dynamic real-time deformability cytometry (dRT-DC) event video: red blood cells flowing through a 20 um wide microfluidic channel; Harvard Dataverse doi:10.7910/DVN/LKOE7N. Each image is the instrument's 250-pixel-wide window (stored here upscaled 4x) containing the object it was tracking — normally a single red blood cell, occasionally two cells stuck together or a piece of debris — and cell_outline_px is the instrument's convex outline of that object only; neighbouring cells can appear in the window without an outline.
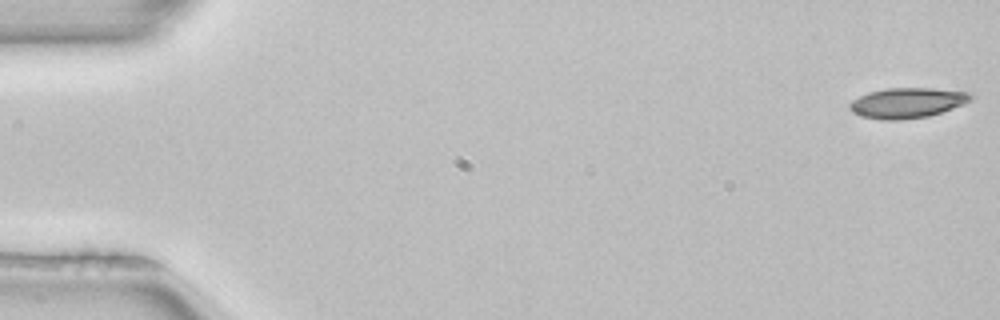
{"species": "common noctule bat (a hibernating species)", "species_latin": "Nyctalus noctula", "temperature_condition": "room temperature", "stored_images_in_passage": 6, "camera_frame_rate_fps": 3000, "um_per_image_px": 0.085, "animal": {"sex": "female", "body_mass_g": 22.7, "forearm_length_mm": 54.2}, "frame": {"image": 1, "passage_image": 1, "time_ms": 0.0, "image_size_px": [1000, 320], "cell_outline_px": [[976, 96], [972, 100], [964, 104], [928, 116], [900, 120], [880, 120], [864, 116], [852, 112], [848, 108], [848, 104], [852, 100], [868, 92], [884, 88], [932, 88], [972, 92]], "centroid_in_image_um": [77.14, 8.73], "position_along_channel_um": 7.9, "area_um2": 21.56}}
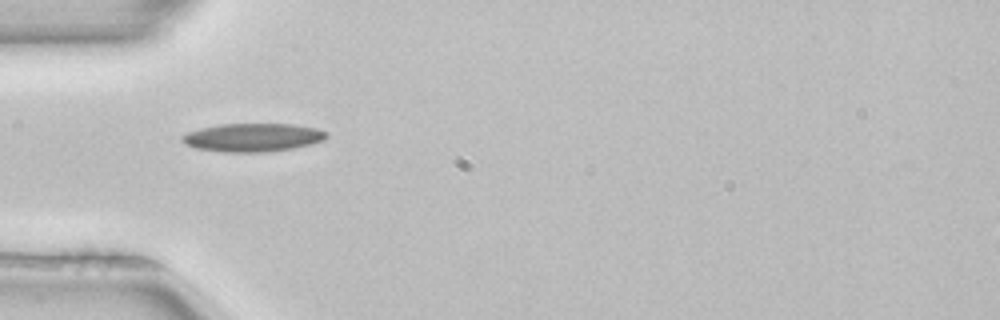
{"frame": {"image": 2, "passage_image": 4, "time_ms": 1.0, "image_size_px": [1000, 320], "cell_outline_px": [[328, 136], [324, 140], [312, 144], [292, 148], [264, 152], [224, 152], [196, 148], [184, 144], [180, 140], [180, 136], [188, 132], [200, 128], [220, 124], [296, 124], [316, 128], [328, 132]], "centroid_in_image_um": [21.48, 11.68], "position_along_channel_um": 63.5, "area_um2": 23.99}}